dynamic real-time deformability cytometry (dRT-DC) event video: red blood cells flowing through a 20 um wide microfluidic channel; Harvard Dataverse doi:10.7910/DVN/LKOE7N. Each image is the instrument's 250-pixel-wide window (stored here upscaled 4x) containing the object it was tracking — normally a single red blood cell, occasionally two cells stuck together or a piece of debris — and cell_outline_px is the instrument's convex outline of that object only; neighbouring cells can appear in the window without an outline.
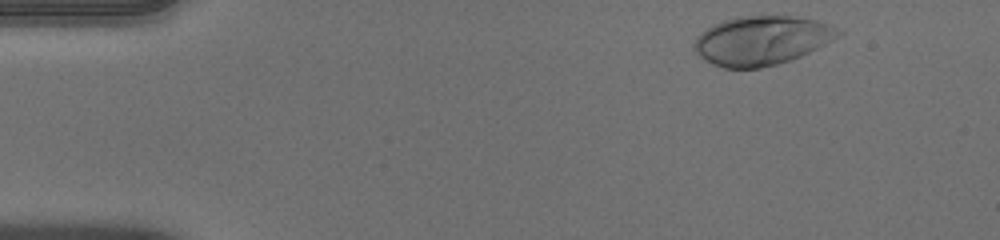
{"species": "human", "species_latin": "Homo sapiens", "temperature_condition": "warm", "stored_images_in_passage": 40, "camera_frame_rate_fps": 3000, "um_per_image_px": 0.085, "donor": {"sex": "male"}, "frame": {"image": 1, "passage_image": 1, "time_ms": 0.0, "image_size_px": [1000, 240], "cell_outline_px": [[844, 32], [832, 40], [800, 56], [776, 64], [760, 68], [724, 68], [712, 64], [704, 60], [692, 48], [692, 44], [696, 36], [700, 32], [712, 24], [736, 16], [792, 16], [816, 20], [828, 24]], "centroid_in_image_um": [64.67, 3.43], "position_along_channel_um": 20.3, "area_um2": 41.15}}
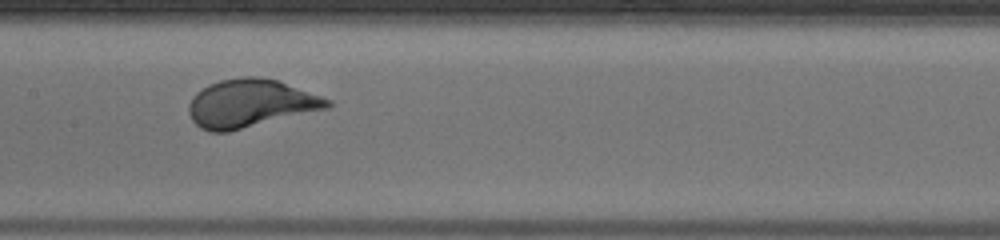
{"frame": {"image": 2, "passage_image": 21, "time_ms": 6.667, "image_size_px": [1000, 240], "cell_outline_px": [[332, 104], [328, 108], [228, 132], [208, 132], [200, 128], [192, 120], [188, 112], [188, 104], [192, 96], [196, 92], [208, 84], [220, 80], [244, 76], [260, 76], [276, 80], [332, 100]], "centroid_in_image_um": [21.24, 8.79], "position_along_channel_um": 186.2, "area_um2": 38.78}}
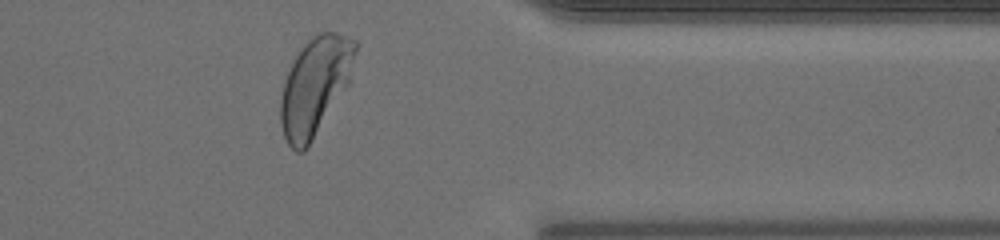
{"frame": {"image": 3, "passage_image": 37, "time_ms": 12.0, "image_size_px": [1000, 240], "cell_outline_px": [[360, 44], [348, 84], [308, 148], [304, 152], [296, 152], [288, 144], [284, 136], [280, 120], [280, 100], [284, 80], [296, 56], [304, 44], [312, 36], [320, 32], [336, 32], [360, 40]], "centroid_in_image_um": [26.81, 7.29], "position_along_channel_um": 384.6, "area_um2": 42.89}, "authors_computed_cell_mechanics": {"area_um2": 38.2636, "velocity_mm_per_s": 3.9466, "shape_relaxation_time_tau1_ms": 2.1091, "shape_relaxation_time_tau2_ms": null, "deformation_change_tau1": 0.1893, "deformation_change_tau2": null}}